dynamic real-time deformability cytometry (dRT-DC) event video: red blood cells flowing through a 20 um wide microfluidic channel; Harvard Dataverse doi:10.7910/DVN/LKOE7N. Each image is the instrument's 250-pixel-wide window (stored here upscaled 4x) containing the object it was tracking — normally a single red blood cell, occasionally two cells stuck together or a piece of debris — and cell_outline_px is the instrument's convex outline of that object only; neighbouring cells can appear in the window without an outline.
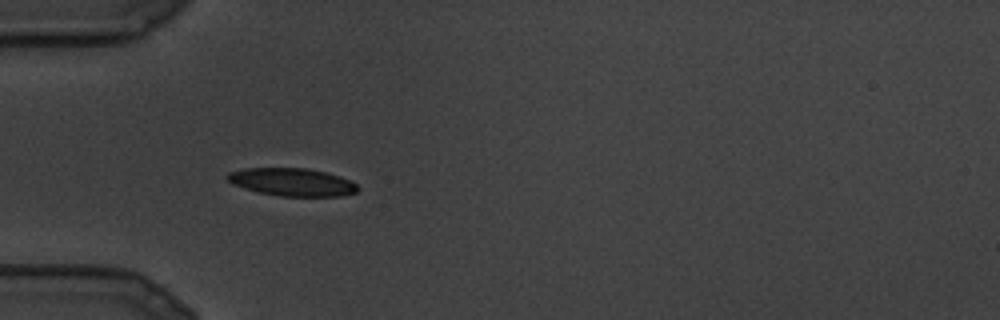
{"species": "common noctule bat (a hibernating species)", "species_latin": "Nyctalus noctula", "temperature_condition": "cold", "stored_images_in_passage": 8, "camera_frame_rate_fps": 3000, "um_per_image_px": 0.085, "animal": {"sex": "male", "body_mass_g": 19.5, "forearm_length_mm": 54.6}, "frame": {"image": 1, "passage_image": 1, "time_ms": 0.0, "image_size_px": [1000, 320], "cell_outline_px": [[360, 188], [356, 192], [340, 196], [280, 196], [260, 192], [244, 188], [232, 184], [224, 176], [228, 172], [244, 168], [308, 168], [340, 176], [356, 184]], "centroid_in_image_um": [24.8, 15.47], "position_along_channel_um": 60.2, "area_um2": 21.1}}
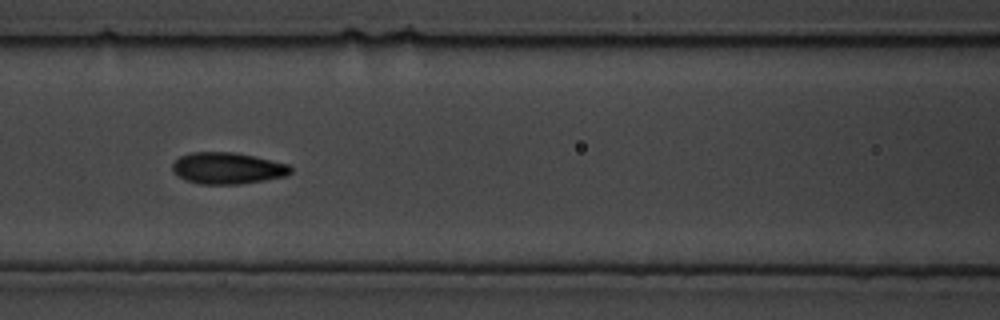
{"frame": {"image": 2, "passage_image": 5, "time_ms": 1.333, "image_size_px": [1000, 320], "cell_outline_px": [[292, 172], [284, 176], [264, 180], [240, 184], [200, 184], [184, 180], [176, 176], [172, 172], [172, 164], [180, 156], [192, 152], [232, 152], [252, 156], [288, 164], [292, 168]], "centroid_in_image_um": [19.28, 14.31], "position_along_channel_um": 147.3, "area_um2": 21.68}}
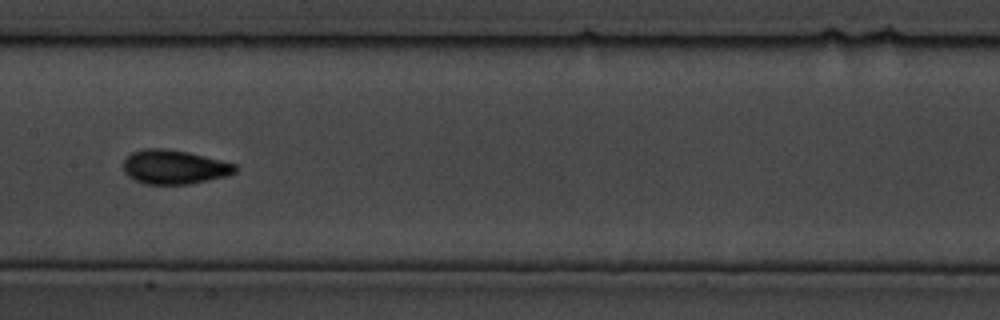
{"frame": {"image": 3, "passage_image": 7, "time_ms": 2.0, "image_size_px": [1000, 320], "cell_outline_px": [[236, 172], [224, 176], [188, 184], [144, 184], [128, 176], [124, 172], [124, 160], [132, 152], [144, 148], [164, 148], [188, 152], [236, 164]], "centroid_in_image_um": [14.78, 14.19], "position_along_channel_um": 192.6, "area_um2": 22.02}}